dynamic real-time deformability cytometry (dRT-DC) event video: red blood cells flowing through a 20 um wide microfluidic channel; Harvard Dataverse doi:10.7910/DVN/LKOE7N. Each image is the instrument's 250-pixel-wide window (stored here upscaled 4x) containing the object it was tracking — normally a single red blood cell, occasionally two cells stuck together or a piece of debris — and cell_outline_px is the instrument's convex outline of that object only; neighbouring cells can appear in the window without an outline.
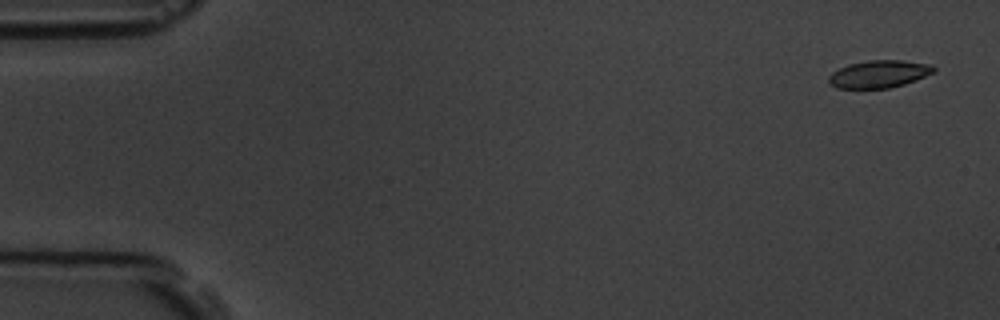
{"species": "common noctule bat (a hibernating species)", "species_latin": "Nyctalus noctula", "temperature_condition": "room temperature", "stored_images_in_passage": 5, "camera_frame_rate_fps": 3000, "um_per_image_px": 0.085, "animal": {"sex": "male", "body_mass_g": 19.5, "forearm_length_mm": 54.6}, "frame": {"image": 1, "passage_image": 1, "time_ms": 0.0, "image_size_px": [1000, 320], "cell_outline_px": [[936, 72], [916, 80], [904, 84], [888, 88], [836, 88], [828, 80], [828, 76], [832, 72], [848, 64], [868, 60], [904, 60], [932, 64], [936, 68]], "centroid_in_image_um": [74.76, 6.28], "position_along_channel_um": 10.2, "area_um2": 16.94}}
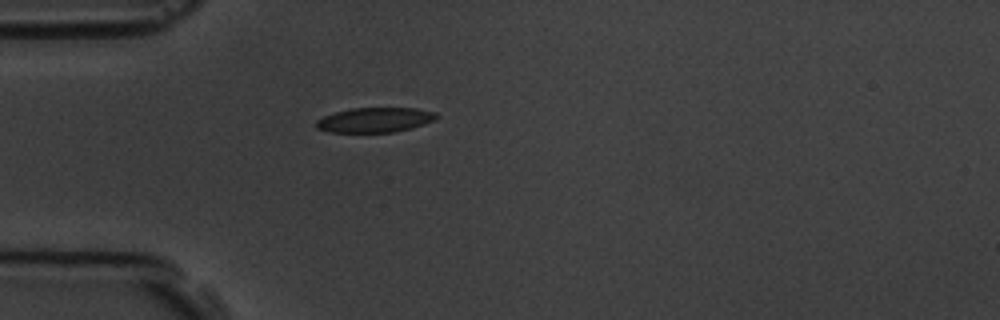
{"frame": {"image": 2, "passage_image": 5, "time_ms": 4.667, "image_size_px": [1000, 320], "cell_outline_px": [[436, 120], [412, 128], [396, 132], [328, 132], [316, 128], [316, 120], [324, 116], [336, 112], [352, 108], [416, 108], [436, 112]], "centroid_in_image_um": [31.88, 10.2], "position_along_channel_um": 53.1, "area_um2": 17.4}}